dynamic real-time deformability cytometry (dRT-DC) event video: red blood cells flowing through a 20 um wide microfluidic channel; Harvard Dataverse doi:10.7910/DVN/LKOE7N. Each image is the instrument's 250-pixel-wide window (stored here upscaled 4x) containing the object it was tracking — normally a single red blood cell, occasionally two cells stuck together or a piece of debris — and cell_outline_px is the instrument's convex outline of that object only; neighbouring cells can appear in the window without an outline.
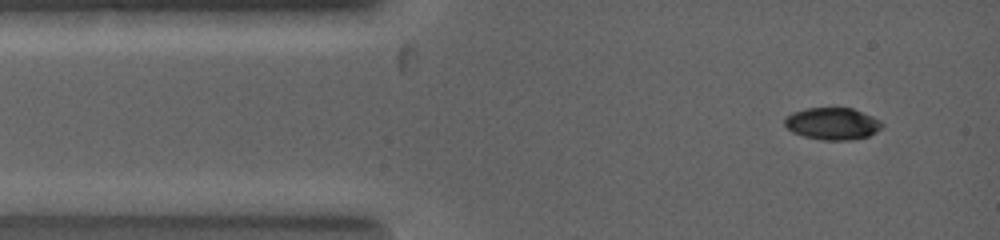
{"species": "common noctule bat (a hibernating species)", "species_latin": "Nyctalus noctula", "temperature_condition": "warm", "stored_images_in_passage": 9, "camera_frame_rate_fps": 5000, "um_per_image_px": 0.085, "animal": {"sex": "female", "body_mass_g": 19.0, "forearm_length_mm": 53.3}, "frame": {"image": 1, "passage_image": 2, "time_ms": 0.4, "image_size_px": [1000, 240], "cell_outline_px": [[884, 124], [876, 132], [868, 136], [852, 140], [820, 140], [804, 136], [792, 132], [784, 124], [784, 120], [792, 112], [804, 108], [852, 108], [872, 116], [880, 120]], "centroid_in_image_um": [70.75, 10.51], "position_along_channel_um": 14.2, "area_um2": 18.21}}
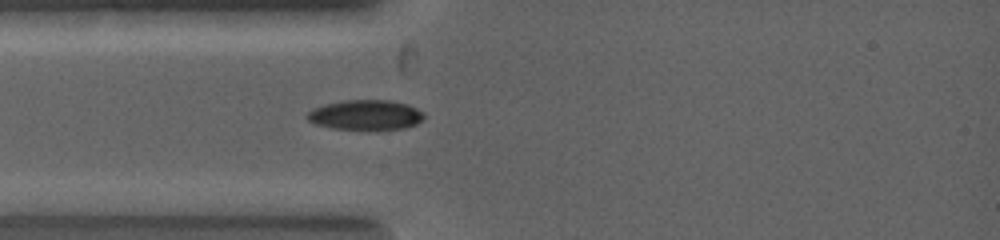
{"frame": {"image": 2, "passage_image": 9, "time_ms": 1.8, "image_size_px": [1000, 240], "cell_outline_px": [[424, 120], [416, 124], [404, 128], [376, 132], [368, 132], [332, 128], [316, 124], [308, 120], [304, 116], [308, 112], [316, 108], [328, 104], [348, 100], [388, 100], [408, 104], [424, 112]], "centroid_in_image_um": [31.13, 9.82], "position_along_channel_um": 53.9, "area_um2": 21.04}}